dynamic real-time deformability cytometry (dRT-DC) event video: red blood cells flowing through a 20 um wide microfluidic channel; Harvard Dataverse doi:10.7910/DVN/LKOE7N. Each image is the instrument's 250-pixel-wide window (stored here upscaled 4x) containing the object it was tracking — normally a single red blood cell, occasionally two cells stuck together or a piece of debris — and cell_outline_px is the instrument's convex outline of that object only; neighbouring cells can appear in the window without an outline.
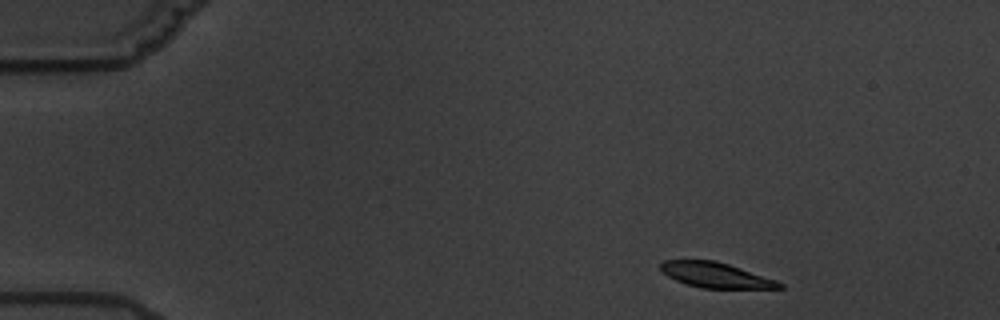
{"species": "common noctule bat (a hibernating species)", "species_latin": "Nyctalus noctula", "temperature_condition": "warm", "stored_images_in_passage": 4, "camera_frame_rate_fps": 3000, "um_per_image_px": 0.085, "animal": {"sex": "male", "body_mass_g": 19.5, "forearm_length_mm": 54.6}, "frame": {"image": 1, "passage_image": 1, "time_ms": 0.0, "image_size_px": [1000, 320], "cell_outline_px": [[784, 288], [700, 288], [684, 284], [668, 276], [660, 268], [660, 264], [664, 260], [716, 260], [776, 280], [784, 284]], "centroid_in_image_um": [60.82, 23.38], "position_along_channel_um": 24.2, "area_um2": 17.34}}
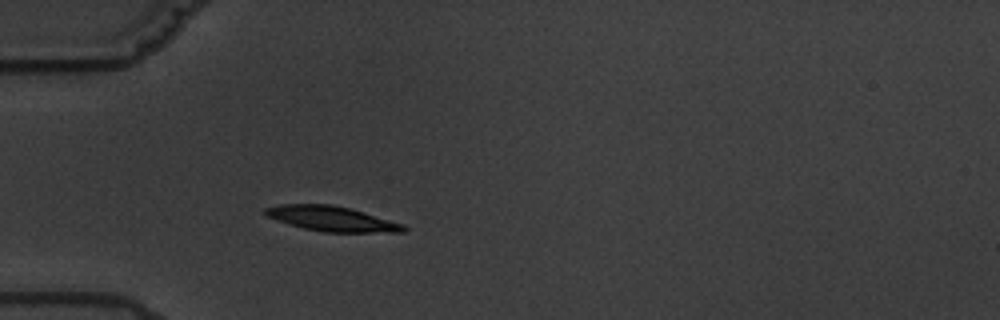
{"frame": {"image": 2, "passage_image": 4, "time_ms": 3.333, "image_size_px": [1000, 320], "cell_outline_px": [[408, 228], [404, 232], [324, 232], [304, 228], [268, 216], [264, 212], [264, 208], [280, 204], [332, 204], [348, 208], [404, 224]], "centroid_in_image_um": [28.23, 18.59], "position_along_channel_um": 56.8, "area_um2": 19.71}}